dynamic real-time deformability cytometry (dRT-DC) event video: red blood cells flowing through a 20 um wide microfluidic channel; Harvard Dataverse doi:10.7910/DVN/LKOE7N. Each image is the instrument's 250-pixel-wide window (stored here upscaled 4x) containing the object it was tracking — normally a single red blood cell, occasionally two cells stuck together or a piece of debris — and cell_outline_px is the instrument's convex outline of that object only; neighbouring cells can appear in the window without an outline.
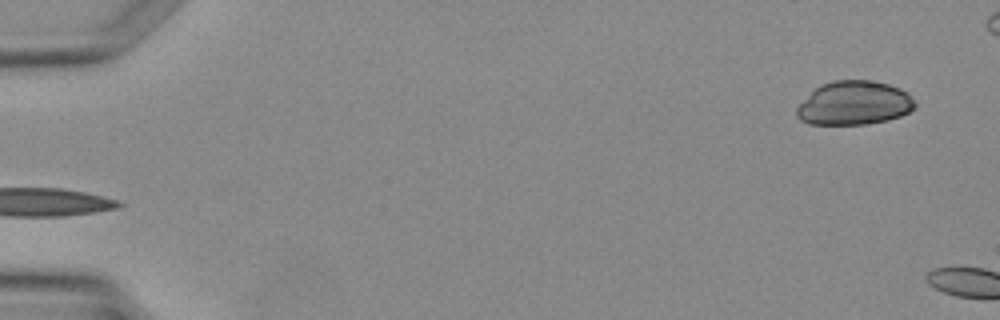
{"species": "Egyptian fruit bat (a non-hibernating species)", "species_latin": "Rousettus aegyptiacus", "temperature_condition": "warm", "stored_images_in_passage": 3, "camera_frame_rate_fps": 3000, "um_per_image_px": 0.085, "animal": {"sex": "female"}, "frame": {"image": 1, "passage_image": 1, "time_ms": 0.0, "image_size_px": [1000, 320], "cell_outline_px": [[916, 108], [900, 116], [888, 120], [864, 124], [808, 124], [800, 120], [796, 116], [796, 108], [820, 84], [836, 80], [872, 80], [888, 84], [900, 88], [908, 92], [916, 104]], "centroid_in_image_um": [72.62, 8.76], "position_along_channel_um": 12.4, "area_um2": 30.23}}